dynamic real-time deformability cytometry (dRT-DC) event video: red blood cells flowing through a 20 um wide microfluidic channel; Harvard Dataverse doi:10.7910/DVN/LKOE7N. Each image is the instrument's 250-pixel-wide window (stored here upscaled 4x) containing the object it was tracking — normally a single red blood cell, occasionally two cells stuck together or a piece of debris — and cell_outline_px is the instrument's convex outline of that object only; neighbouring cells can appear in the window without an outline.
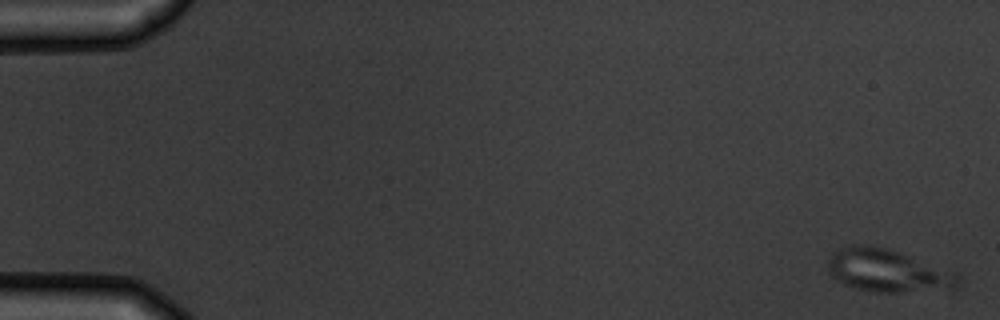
{"species": "common noctule bat (a hibernating species)", "species_latin": "Nyctalus noctula", "temperature_condition": "warm", "stored_images_in_passage": 6, "camera_frame_rate_fps": 3000, "um_per_image_px": 0.085, "animal": {"sex": "male", "body_mass_g": 19.5, "forearm_length_mm": 54.6}, "frame": {"image": 1, "passage_image": 1, "time_ms": 0.0, "image_size_px": [1000, 320], "cell_outline_px": [[960, 284], [896, 292], [872, 292], [856, 288], [844, 284], [836, 280], [828, 272], [828, 260], [832, 252], [840, 248], [856, 244], [868, 244], [884, 248], [960, 272]], "centroid_in_image_um": [75.36, 22.97], "position_along_channel_um": 9.6, "area_um2": 31.73}}